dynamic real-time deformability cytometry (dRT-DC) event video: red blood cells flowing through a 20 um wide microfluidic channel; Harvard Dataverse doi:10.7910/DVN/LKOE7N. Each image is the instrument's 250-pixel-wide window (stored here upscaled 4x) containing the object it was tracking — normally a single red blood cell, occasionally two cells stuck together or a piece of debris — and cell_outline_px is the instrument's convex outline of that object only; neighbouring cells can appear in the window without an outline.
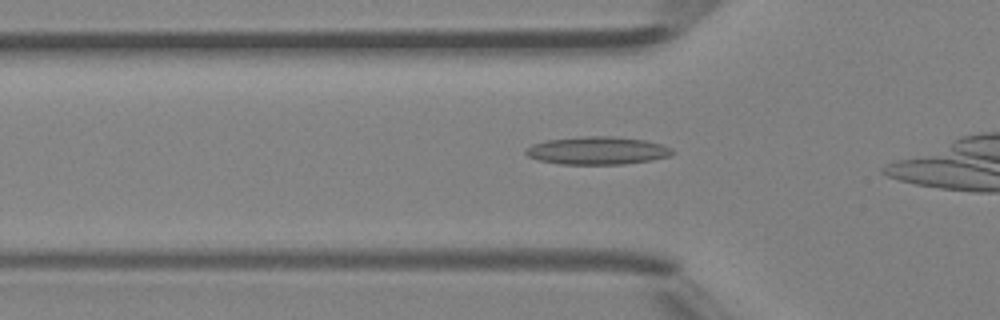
{"species": "Egyptian fruit bat (a non-hibernating species)", "species_latin": "Rousettus aegyptiacus", "temperature_condition": "room temperature", "stored_images_in_passage": 13, "camera_frame_rate_fps": 3000, "um_per_image_px": 0.085, "animal": {"sex": "female"}, "frame": {"image": 1, "passage_image": 8, "time_ms": 2.333, "image_size_px": [1000, 320], "cell_outline_px": [[676, 152], [668, 156], [652, 160], [624, 164], [560, 164], [540, 160], [528, 156], [524, 152], [524, 148], [532, 144], [548, 140], [580, 136], [612, 136], [644, 140], [664, 144], [672, 148]], "centroid_in_image_um": [50.79, 12.79], "position_along_channel_um": 75.0, "area_um2": 23.93}}
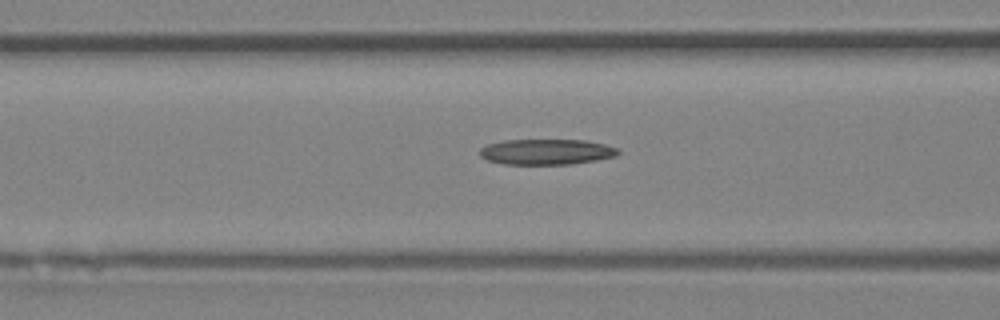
{"frame": {"image": 2, "passage_image": 11, "time_ms": 3.333, "image_size_px": [1000, 320], "cell_outline_px": [[620, 152], [616, 156], [596, 160], [572, 164], [504, 164], [488, 160], [480, 156], [480, 148], [488, 144], [504, 140], [584, 140], [604, 144], [616, 148]], "centroid_in_image_um": [46.44, 12.9], "position_along_channel_um": 120.2, "area_um2": 20.52}}